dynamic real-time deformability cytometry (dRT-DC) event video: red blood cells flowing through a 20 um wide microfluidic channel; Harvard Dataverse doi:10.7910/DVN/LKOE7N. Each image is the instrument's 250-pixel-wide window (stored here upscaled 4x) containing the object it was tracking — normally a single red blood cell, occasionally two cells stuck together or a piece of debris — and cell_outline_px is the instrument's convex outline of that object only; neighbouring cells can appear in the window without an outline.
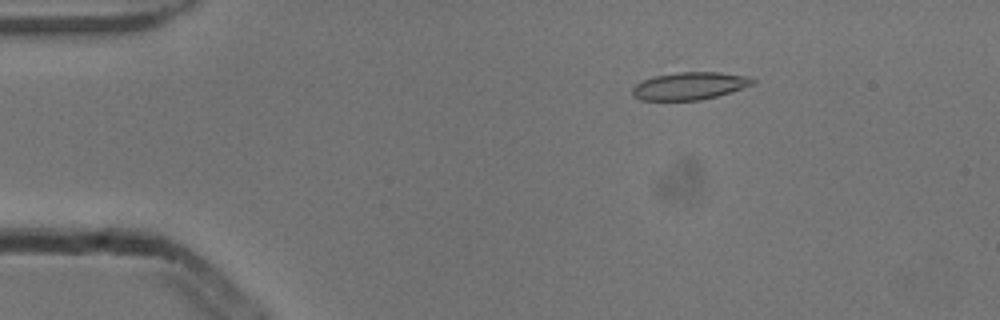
{"species": "common noctule bat (a hibernating species)", "species_latin": "Nyctalus noctula", "temperature_condition": "cold", "stored_images_in_passage": 53, "camera_frame_rate_fps": 3000, "um_per_image_px": 0.085, "animal": {"sex": "male", "body_mass_g": 13.3}, "frame": {"image": 1, "passage_image": 9, "time_ms": 2.667, "image_size_px": [1000, 320], "cell_outline_px": [[756, 84], [716, 96], [700, 100], [640, 100], [632, 92], [632, 88], [636, 84], [644, 80], [656, 76], [676, 72], [720, 72], [744, 76], [756, 80]], "centroid_in_image_um": [58.64, 7.3], "position_along_channel_um": 26.4, "area_um2": 19.07}}
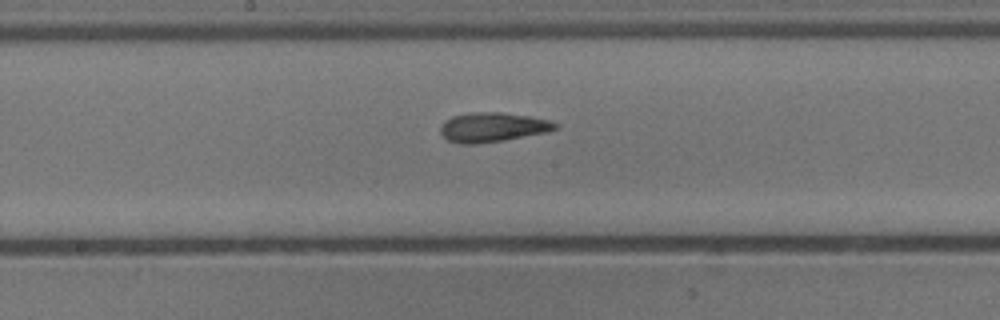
{"frame": {"image": 2, "passage_image": 28, "time_ms": 9.0, "image_size_px": [1000, 320], "cell_outline_px": [[556, 128], [544, 132], [504, 140], [476, 144], [460, 144], [448, 140], [440, 132], [440, 128], [444, 120], [452, 116], [472, 112], [500, 112], [528, 116], [552, 120], [556, 124]], "centroid_in_image_um": [41.82, 10.81], "position_along_channel_um": 206.4, "area_um2": 19.54}}
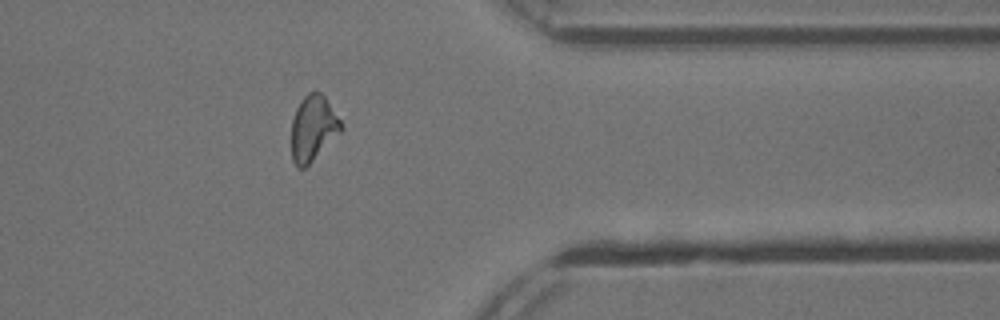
{"frame": {"image": 3, "passage_image": 43, "time_ms": 14.0, "image_size_px": [1000, 320], "cell_outline_px": [[344, 128], [304, 168], [300, 168], [292, 160], [292, 120], [296, 108], [300, 100], [308, 92], [320, 92], [324, 96], [340, 120]], "centroid_in_image_um": [26.6, 10.87], "position_along_channel_um": 384.8, "area_um2": 18.5}, "authors_computed_cell_mechanics": {"area_um2": 19.1896, "velocity_mm_per_s": 3.8575, "shape_relaxation_time_tau1_ms": 5.9689, "shape_relaxation_time_tau2_ms": 3.3336, "deformation_change_tau1": 0.1679, "deformation_change_tau2": 0.093}}